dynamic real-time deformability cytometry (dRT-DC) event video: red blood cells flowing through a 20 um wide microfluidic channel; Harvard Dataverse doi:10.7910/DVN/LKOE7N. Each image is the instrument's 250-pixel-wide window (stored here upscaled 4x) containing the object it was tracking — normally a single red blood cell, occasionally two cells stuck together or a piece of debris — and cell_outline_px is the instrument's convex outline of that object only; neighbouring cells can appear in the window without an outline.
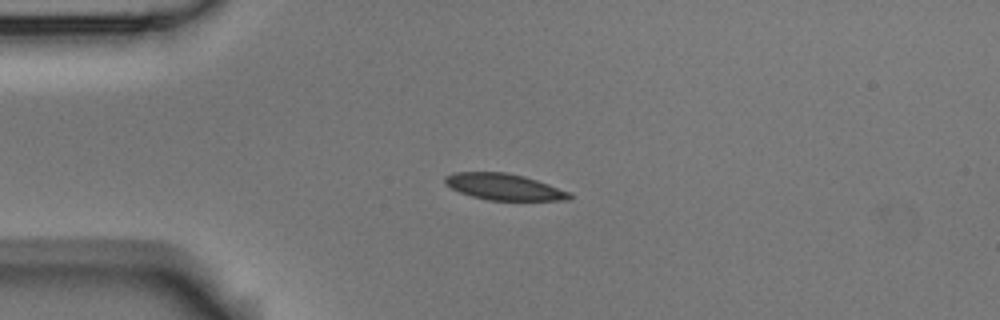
{"species": "Egyptian fruit bat (a non-hibernating species)", "species_latin": "Rousettus aegyptiacus", "temperature_condition": "room temperature", "stored_images_in_passage": 3, "camera_frame_rate_fps": 3000, "um_per_image_px": 0.085, "animal": {"sex": "male"}, "frame": {"image": 1, "passage_image": 2, "time_ms": 1.333, "image_size_px": [1000, 320], "cell_outline_px": [[572, 200], [488, 200], [472, 196], [460, 192], [444, 184], [444, 176], [452, 172], [504, 172], [524, 176], [572, 192]], "centroid_in_image_um": [42.84, 15.88], "position_along_channel_um": 42.2, "area_um2": 19.19}}